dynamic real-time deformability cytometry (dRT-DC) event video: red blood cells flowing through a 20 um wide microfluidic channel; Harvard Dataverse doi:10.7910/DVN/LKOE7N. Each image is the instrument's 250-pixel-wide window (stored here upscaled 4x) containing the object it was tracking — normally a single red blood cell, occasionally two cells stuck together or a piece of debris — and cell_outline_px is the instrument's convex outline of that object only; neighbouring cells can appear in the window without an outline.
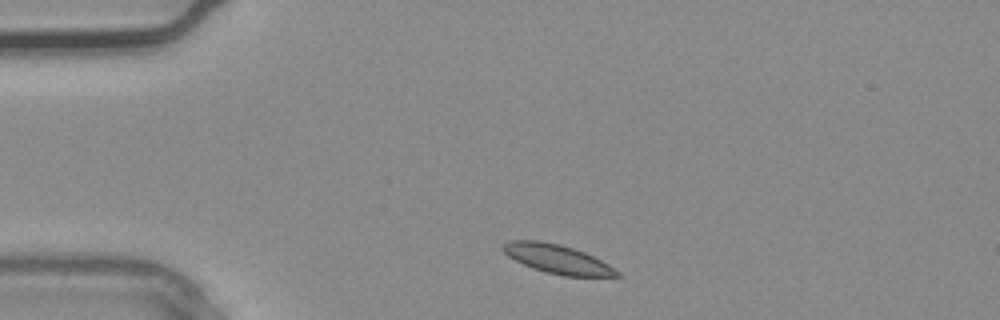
{"species": "common noctule bat (a hibernating species)", "species_latin": "Nyctalus noctula", "temperature_condition": "warm", "stored_images_in_passage": 1, "camera_frame_rate_fps": 3000, "um_per_image_px": 0.085, "animal": {"sex": "male", "body_mass_g": 20.4}, "frame": {"image": 1, "passage_image": 1, "time_ms": 0.0, "image_size_px": [1000, 320], "cell_outline_px": [[624, 276], [564, 276], [532, 268], [508, 256], [500, 248], [500, 244], [508, 240], [540, 240], [560, 244], [584, 252], [616, 268]], "centroid_in_image_um": [47.35, 22.0], "position_along_channel_um": 37.7, "area_um2": 19.25}}